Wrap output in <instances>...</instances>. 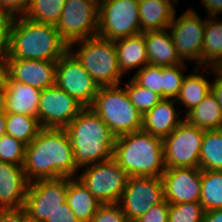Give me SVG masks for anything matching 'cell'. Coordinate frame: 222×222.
I'll return each instance as SVG.
<instances>
[{
  "label": "cell",
  "mask_w": 222,
  "mask_h": 222,
  "mask_svg": "<svg viewBox=\"0 0 222 222\" xmlns=\"http://www.w3.org/2000/svg\"><path fill=\"white\" fill-rule=\"evenodd\" d=\"M29 182L61 177L76 178L74 151L65 128H41L26 146L23 164Z\"/></svg>",
  "instance_id": "6da1fadb"
},
{
  "label": "cell",
  "mask_w": 222,
  "mask_h": 222,
  "mask_svg": "<svg viewBox=\"0 0 222 222\" xmlns=\"http://www.w3.org/2000/svg\"><path fill=\"white\" fill-rule=\"evenodd\" d=\"M68 50L55 25L36 23L23 16L11 18L7 59L58 61Z\"/></svg>",
  "instance_id": "7a4b0ae2"
},
{
  "label": "cell",
  "mask_w": 222,
  "mask_h": 222,
  "mask_svg": "<svg viewBox=\"0 0 222 222\" xmlns=\"http://www.w3.org/2000/svg\"><path fill=\"white\" fill-rule=\"evenodd\" d=\"M65 130L78 170L113 158L116 136L89 107H85Z\"/></svg>",
  "instance_id": "3957f363"
},
{
  "label": "cell",
  "mask_w": 222,
  "mask_h": 222,
  "mask_svg": "<svg viewBox=\"0 0 222 222\" xmlns=\"http://www.w3.org/2000/svg\"><path fill=\"white\" fill-rule=\"evenodd\" d=\"M113 158L129 177H161L163 139L143 130L116 137Z\"/></svg>",
  "instance_id": "277c9868"
},
{
  "label": "cell",
  "mask_w": 222,
  "mask_h": 222,
  "mask_svg": "<svg viewBox=\"0 0 222 222\" xmlns=\"http://www.w3.org/2000/svg\"><path fill=\"white\" fill-rule=\"evenodd\" d=\"M69 50L99 87L116 86L122 83L121 79L124 75L118 65L115 41L96 35L72 43L69 45Z\"/></svg>",
  "instance_id": "5b68a950"
},
{
  "label": "cell",
  "mask_w": 222,
  "mask_h": 222,
  "mask_svg": "<svg viewBox=\"0 0 222 222\" xmlns=\"http://www.w3.org/2000/svg\"><path fill=\"white\" fill-rule=\"evenodd\" d=\"M89 108L116 137L142 130L143 115L131 103L122 85L100 87Z\"/></svg>",
  "instance_id": "8992f818"
},
{
  "label": "cell",
  "mask_w": 222,
  "mask_h": 222,
  "mask_svg": "<svg viewBox=\"0 0 222 222\" xmlns=\"http://www.w3.org/2000/svg\"><path fill=\"white\" fill-rule=\"evenodd\" d=\"M140 34L139 0H105L99 5V37L117 41Z\"/></svg>",
  "instance_id": "52a82bcc"
},
{
  "label": "cell",
  "mask_w": 222,
  "mask_h": 222,
  "mask_svg": "<svg viewBox=\"0 0 222 222\" xmlns=\"http://www.w3.org/2000/svg\"><path fill=\"white\" fill-rule=\"evenodd\" d=\"M77 178L101 204H117L129 176L111 158L83 168Z\"/></svg>",
  "instance_id": "ba28073f"
},
{
  "label": "cell",
  "mask_w": 222,
  "mask_h": 222,
  "mask_svg": "<svg viewBox=\"0 0 222 222\" xmlns=\"http://www.w3.org/2000/svg\"><path fill=\"white\" fill-rule=\"evenodd\" d=\"M204 131L184 119L167 137L163 138L166 169L200 168V149Z\"/></svg>",
  "instance_id": "9c48e42d"
},
{
  "label": "cell",
  "mask_w": 222,
  "mask_h": 222,
  "mask_svg": "<svg viewBox=\"0 0 222 222\" xmlns=\"http://www.w3.org/2000/svg\"><path fill=\"white\" fill-rule=\"evenodd\" d=\"M99 6L92 0H66L55 25L68 44L97 35Z\"/></svg>",
  "instance_id": "30bf717a"
},
{
  "label": "cell",
  "mask_w": 222,
  "mask_h": 222,
  "mask_svg": "<svg viewBox=\"0 0 222 222\" xmlns=\"http://www.w3.org/2000/svg\"><path fill=\"white\" fill-rule=\"evenodd\" d=\"M206 19L202 20L193 8H189L178 18L174 15L168 29L176 51L184 61H195V66L202 67V48Z\"/></svg>",
  "instance_id": "8fae6325"
},
{
  "label": "cell",
  "mask_w": 222,
  "mask_h": 222,
  "mask_svg": "<svg viewBox=\"0 0 222 222\" xmlns=\"http://www.w3.org/2000/svg\"><path fill=\"white\" fill-rule=\"evenodd\" d=\"M55 84L84 107L93 104L100 88L70 50L57 61Z\"/></svg>",
  "instance_id": "7c38bea8"
},
{
  "label": "cell",
  "mask_w": 222,
  "mask_h": 222,
  "mask_svg": "<svg viewBox=\"0 0 222 222\" xmlns=\"http://www.w3.org/2000/svg\"><path fill=\"white\" fill-rule=\"evenodd\" d=\"M164 200L161 177H129L118 205L129 222H135Z\"/></svg>",
  "instance_id": "4fadbf2b"
},
{
  "label": "cell",
  "mask_w": 222,
  "mask_h": 222,
  "mask_svg": "<svg viewBox=\"0 0 222 222\" xmlns=\"http://www.w3.org/2000/svg\"><path fill=\"white\" fill-rule=\"evenodd\" d=\"M84 108L55 84L41 90L38 121L43 128H66Z\"/></svg>",
  "instance_id": "5bb4252c"
},
{
  "label": "cell",
  "mask_w": 222,
  "mask_h": 222,
  "mask_svg": "<svg viewBox=\"0 0 222 222\" xmlns=\"http://www.w3.org/2000/svg\"><path fill=\"white\" fill-rule=\"evenodd\" d=\"M68 177L40 179L29 182L24 209L45 222L61 205L66 203Z\"/></svg>",
  "instance_id": "9a60e30c"
},
{
  "label": "cell",
  "mask_w": 222,
  "mask_h": 222,
  "mask_svg": "<svg viewBox=\"0 0 222 222\" xmlns=\"http://www.w3.org/2000/svg\"><path fill=\"white\" fill-rule=\"evenodd\" d=\"M201 169L169 168L161 175L164 199L169 204L200 202Z\"/></svg>",
  "instance_id": "2e32d148"
},
{
  "label": "cell",
  "mask_w": 222,
  "mask_h": 222,
  "mask_svg": "<svg viewBox=\"0 0 222 222\" xmlns=\"http://www.w3.org/2000/svg\"><path fill=\"white\" fill-rule=\"evenodd\" d=\"M9 78L43 90L55 85L57 61L8 59Z\"/></svg>",
  "instance_id": "e0dca14e"
},
{
  "label": "cell",
  "mask_w": 222,
  "mask_h": 222,
  "mask_svg": "<svg viewBox=\"0 0 222 222\" xmlns=\"http://www.w3.org/2000/svg\"><path fill=\"white\" fill-rule=\"evenodd\" d=\"M28 186L23 166L0 162V209L24 208Z\"/></svg>",
  "instance_id": "ac0fdd59"
},
{
  "label": "cell",
  "mask_w": 222,
  "mask_h": 222,
  "mask_svg": "<svg viewBox=\"0 0 222 222\" xmlns=\"http://www.w3.org/2000/svg\"><path fill=\"white\" fill-rule=\"evenodd\" d=\"M41 90L8 79L7 88L0 98V106L6 113L29 115L38 118Z\"/></svg>",
  "instance_id": "d6986e66"
},
{
  "label": "cell",
  "mask_w": 222,
  "mask_h": 222,
  "mask_svg": "<svg viewBox=\"0 0 222 222\" xmlns=\"http://www.w3.org/2000/svg\"><path fill=\"white\" fill-rule=\"evenodd\" d=\"M175 99L163 98L143 115L142 130L153 136L165 138L185 119L176 111Z\"/></svg>",
  "instance_id": "ffe728a7"
},
{
  "label": "cell",
  "mask_w": 222,
  "mask_h": 222,
  "mask_svg": "<svg viewBox=\"0 0 222 222\" xmlns=\"http://www.w3.org/2000/svg\"><path fill=\"white\" fill-rule=\"evenodd\" d=\"M144 40L148 64L153 66H175L182 64L169 29L145 31Z\"/></svg>",
  "instance_id": "44dd1931"
},
{
  "label": "cell",
  "mask_w": 222,
  "mask_h": 222,
  "mask_svg": "<svg viewBox=\"0 0 222 222\" xmlns=\"http://www.w3.org/2000/svg\"><path fill=\"white\" fill-rule=\"evenodd\" d=\"M174 0H139L140 33L166 30L175 12Z\"/></svg>",
  "instance_id": "7402d4cb"
},
{
  "label": "cell",
  "mask_w": 222,
  "mask_h": 222,
  "mask_svg": "<svg viewBox=\"0 0 222 222\" xmlns=\"http://www.w3.org/2000/svg\"><path fill=\"white\" fill-rule=\"evenodd\" d=\"M115 48L122 74L148 64L144 32L115 41Z\"/></svg>",
  "instance_id": "603a6c76"
},
{
  "label": "cell",
  "mask_w": 222,
  "mask_h": 222,
  "mask_svg": "<svg viewBox=\"0 0 222 222\" xmlns=\"http://www.w3.org/2000/svg\"><path fill=\"white\" fill-rule=\"evenodd\" d=\"M66 201L80 222H90L102 205L77 177H68Z\"/></svg>",
  "instance_id": "cb8c5ba5"
},
{
  "label": "cell",
  "mask_w": 222,
  "mask_h": 222,
  "mask_svg": "<svg viewBox=\"0 0 222 222\" xmlns=\"http://www.w3.org/2000/svg\"><path fill=\"white\" fill-rule=\"evenodd\" d=\"M200 66L193 68L191 74H187L182 82L180 92L175 98L176 102H180L186 107L185 115L192 110L211 92V81L205 78L210 72L207 70L204 76L200 75ZM199 73V74H198Z\"/></svg>",
  "instance_id": "d4e9b609"
},
{
  "label": "cell",
  "mask_w": 222,
  "mask_h": 222,
  "mask_svg": "<svg viewBox=\"0 0 222 222\" xmlns=\"http://www.w3.org/2000/svg\"><path fill=\"white\" fill-rule=\"evenodd\" d=\"M184 116L191 125L203 131L222 128V109L212 92Z\"/></svg>",
  "instance_id": "484cf974"
},
{
  "label": "cell",
  "mask_w": 222,
  "mask_h": 222,
  "mask_svg": "<svg viewBox=\"0 0 222 222\" xmlns=\"http://www.w3.org/2000/svg\"><path fill=\"white\" fill-rule=\"evenodd\" d=\"M206 18L202 48V67L219 68L222 65V20Z\"/></svg>",
  "instance_id": "4316f807"
},
{
  "label": "cell",
  "mask_w": 222,
  "mask_h": 222,
  "mask_svg": "<svg viewBox=\"0 0 222 222\" xmlns=\"http://www.w3.org/2000/svg\"><path fill=\"white\" fill-rule=\"evenodd\" d=\"M200 169L222 171V129L204 131Z\"/></svg>",
  "instance_id": "83f0119b"
},
{
  "label": "cell",
  "mask_w": 222,
  "mask_h": 222,
  "mask_svg": "<svg viewBox=\"0 0 222 222\" xmlns=\"http://www.w3.org/2000/svg\"><path fill=\"white\" fill-rule=\"evenodd\" d=\"M200 203L204 211L222 209V171H201Z\"/></svg>",
  "instance_id": "f1b7e54d"
},
{
  "label": "cell",
  "mask_w": 222,
  "mask_h": 222,
  "mask_svg": "<svg viewBox=\"0 0 222 222\" xmlns=\"http://www.w3.org/2000/svg\"><path fill=\"white\" fill-rule=\"evenodd\" d=\"M38 118L29 115L6 113V134L29 144L41 129Z\"/></svg>",
  "instance_id": "f546056e"
},
{
  "label": "cell",
  "mask_w": 222,
  "mask_h": 222,
  "mask_svg": "<svg viewBox=\"0 0 222 222\" xmlns=\"http://www.w3.org/2000/svg\"><path fill=\"white\" fill-rule=\"evenodd\" d=\"M66 0H30L29 7L23 15L36 23L56 25Z\"/></svg>",
  "instance_id": "4dcf8cb0"
},
{
  "label": "cell",
  "mask_w": 222,
  "mask_h": 222,
  "mask_svg": "<svg viewBox=\"0 0 222 222\" xmlns=\"http://www.w3.org/2000/svg\"><path fill=\"white\" fill-rule=\"evenodd\" d=\"M128 80L129 82L124 87L131 103L142 115L163 99L159 94L137 84L132 78Z\"/></svg>",
  "instance_id": "1f68e13d"
},
{
  "label": "cell",
  "mask_w": 222,
  "mask_h": 222,
  "mask_svg": "<svg viewBox=\"0 0 222 222\" xmlns=\"http://www.w3.org/2000/svg\"><path fill=\"white\" fill-rule=\"evenodd\" d=\"M26 146L24 142L5 134L0 138V162L23 166Z\"/></svg>",
  "instance_id": "d6a6232c"
},
{
  "label": "cell",
  "mask_w": 222,
  "mask_h": 222,
  "mask_svg": "<svg viewBox=\"0 0 222 222\" xmlns=\"http://www.w3.org/2000/svg\"><path fill=\"white\" fill-rule=\"evenodd\" d=\"M204 213L200 202L169 204L168 222H203Z\"/></svg>",
  "instance_id": "836d02e7"
},
{
  "label": "cell",
  "mask_w": 222,
  "mask_h": 222,
  "mask_svg": "<svg viewBox=\"0 0 222 222\" xmlns=\"http://www.w3.org/2000/svg\"><path fill=\"white\" fill-rule=\"evenodd\" d=\"M131 78L140 86L163 97V66L145 65L137 70Z\"/></svg>",
  "instance_id": "e575fe53"
},
{
  "label": "cell",
  "mask_w": 222,
  "mask_h": 222,
  "mask_svg": "<svg viewBox=\"0 0 222 222\" xmlns=\"http://www.w3.org/2000/svg\"><path fill=\"white\" fill-rule=\"evenodd\" d=\"M184 63L186 62L163 67V98L175 99L178 96L183 79L186 76V73L185 75L183 73V69L187 67Z\"/></svg>",
  "instance_id": "d590c367"
},
{
  "label": "cell",
  "mask_w": 222,
  "mask_h": 222,
  "mask_svg": "<svg viewBox=\"0 0 222 222\" xmlns=\"http://www.w3.org/2000/svg\"><path fill=\"white\" fill-rule=\"evenodd\" d=\"M90 222H129L118 204H102Z\"/></svg>",
  "instance_id": "8d00e7d4"
},
{
  "label": "cell",
  "mask_w": 222,
  "mask_h": 222,
  "mask_svg": "<svg viewBox=\"0 0 222 222\" xmlns=\"http://www.w3.org/2000/svg\"><path fill=\"white\" fill-rule=\"evenodd\" d=\"M169 203L164 199L161 203L152 206L135 222H168Z\"/></svg>",
  "instance_id": "74e56055"
},
{
  "label": "cell",
  "mask_w": 222,
  "mask_h": 222,
  "mask_svg": "<svg viewBox=\"0 0 222 222\" xmlns=\"http://www.w3.org/2000/svg\"><path fill=\"white\" fill-rule=\"evenodd\" d=\"M30 4V0H0V12L12 17L23 16Z\"/></svg>",
  "instance_id": "f35d334b"
},
{
  "label": "cell",
  "mask_w": 222,
  "mask_h": 222,
  "mask_svg": "<svg viewBox=\"0 0 222 222\" xmlns=\"http://www.w3.org/2000/svg\"><path fill=\"white\" fill-rule=\"evenodd\" d=\"M45 222H80L67 202L60 206L55 212L48 216Z\"/></svg>",
  "instance_id": "ab89813d"
},
{
  "label": "cell",
  "mask_w": 222,
  "mask_h": 222,
  "mask_svg": "<svg viewBox=\"0 0 222 222\" xmlns=\"http://www.w3.org/2000/svg\"><path fill=\"white\" fill-rule=\"evenodd\" d=\"M11 17L0 12V57L7 56L8 51V30Z\"/></svg>",
  "instance_id": "60d3db41"
},
{
  "label": "cell",
  "mask_w": 222,
  "mask_h": 222,
  "mask_svg": "<svg viewBox=\"0 0 222 222\" xmlns=\"http://www.w3.org/2000/svg\"><path fill=\"white\" fill-rule=\"evenodd\" d=\"M204 69L210 68L214 75L215 81L211 82V92L217 99V102L220 104L222 109V72L215 67H203Z\"/></svg>",
  "instance_id": "b9f144b4"
},
{
  "label": "cell",
  "mask_w": 222,
  "mask_h": 222,
  "mask_svg": "<svg viewBox=\"0 0 222 222\" xmlns=\"http://www.w3.org/2000/svg\"><path fill=\"white\" fill-rule=\"evenodd\" d=\"M9 79V64L7 56L0 57V98L4 94Z\"/></svg>",
  "instance_id": "7bdbcfd3"
},
{
  "label": "cell",
  "mask_w": 222,
  "mask_h": 222,
  "mask_svg": "<svg viewBox=\"0 0 222 222\" xmlns=\"http://www.w3.org/2000/svg\"><path fill=\"white\" fill-rule=\"evenodd\" d=\"M0 222H20V208L0 209Z\"/></svg>",
  "instance_id": "ee69618b"
},
{
  "label": "cell",
  "mask_w": 222,
  "mask_h": 222,
  "mask_svg": "<svg viewBox=\"0 0 222 222\" xmlns=\"http://www.w3.org/2000/svg\"><path fill=\"white\" fill-rule=\"evenodd\" d=\"M206 8L208 16H217L222 13V0H200Z\"/></svg>",
  "instance_id": "f6af8a7d"
},
{
  "label": "cell",
  "mask_w": 222,
  "mask_h": 222,
  "mask_svg": "<svg viewBox=\"0 0 222 222\" xmlns=\"http://www.w3.org/2000/svg\"><path fill=\"white\" fill-rule=\"evenodd\" d=\"M203 222H222V209L206 211Z\"/></svg>",
  "instance_id": "bcb514c9"
},
{
  "label": "cell",
  "mask_w": 222,
  "mask_h": 222,
  "mask_svg": "<svg viewBox=\"0 0 222 222\" xmlns=\"http://www.w3.org/2000/svg\"><path fill=\"white\" fill-rule=\"evenodd\" d=\"M20 222H41L37 218L33 217L24 208H20Z\"/></svg>",
  "instance_id": "7dc6e473"
},
{
  "label": "cell",
  "mask_w": 222,
  "mask_h": 222,
  "mask_svg": "<svg viewBox=\"0 0 222 222\" xmlns=\"http://www.w3.org/2000/svg\"><path fill=\"white\" fill-rule=\"evenodd\" d=\"M6 134V112L0 106V138Z\"/></svg>",
  "instance_id": "c3c4849f"
},
{
  "label": "cell",
  "mask_w": 222,
  "mask_h": 222,
  "mask_svg": "<svg viewBox=\"0 0 222 222\" xmlns=\"http://www.w3.org/2000/svg\"><path fill=\"white\" fill-rule=\"evenodd\" d=\"M94 1L98 6L103 3L105 0H92Z\"/></svg>",
  "instance_id": "681fc988"
},
{
  "label": "cell",
  "mask_w": 222,
  "mask_h": 222,
  "mask_svg": "<svg viewBox=\"0 0 222 222\" xmlns=\"http://www.w3.org/2000/svg\"><path fill=\"white\" fill-rule=\"evenodd\" d=\"M218 69L222 72V65Z\"/></svg>",
  "instance_id": "f907efd6"
}]
</instances>
